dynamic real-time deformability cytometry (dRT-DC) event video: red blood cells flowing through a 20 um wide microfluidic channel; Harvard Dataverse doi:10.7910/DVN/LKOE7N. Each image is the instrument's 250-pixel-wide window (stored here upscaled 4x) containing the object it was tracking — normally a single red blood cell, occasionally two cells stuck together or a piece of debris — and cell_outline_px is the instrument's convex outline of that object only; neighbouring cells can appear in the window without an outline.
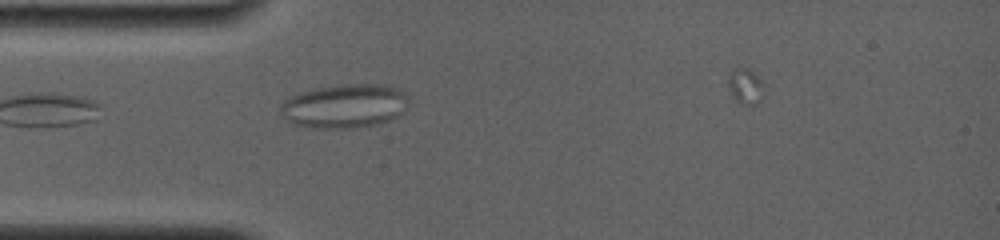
{"species": "common noctule bat (a hibernating species)", "species_latin": "Nyctalus noctula", "temperature_condition": "room temperature", "stored_images_in_passage": 4, "camera_frame_rate_fps": 4000, "um_per_image_px": 0.085, "animal": {"sex": "female", "body_mass_g": 19.0, "forearm_length_mm": 56.7}, "frame": {"image": 1, "passage_image": 3, "time_ms": 2.25, "image_size_px": [1000, 240], "cell_outline_px": [[408, 108], [404, 112], [388, 120], [376, 124], [348, 128], [312, 128], [292, 124], [280, 116], [280, 104], [284, 100], [300, 92], [316, 88], [344, 84], [388, 84], [404, 92], [408, 96]], "centroid_in_image_um": [29.28, 9.01], "position_along_channel_um": 55.7, "area_um2": 33.12}}